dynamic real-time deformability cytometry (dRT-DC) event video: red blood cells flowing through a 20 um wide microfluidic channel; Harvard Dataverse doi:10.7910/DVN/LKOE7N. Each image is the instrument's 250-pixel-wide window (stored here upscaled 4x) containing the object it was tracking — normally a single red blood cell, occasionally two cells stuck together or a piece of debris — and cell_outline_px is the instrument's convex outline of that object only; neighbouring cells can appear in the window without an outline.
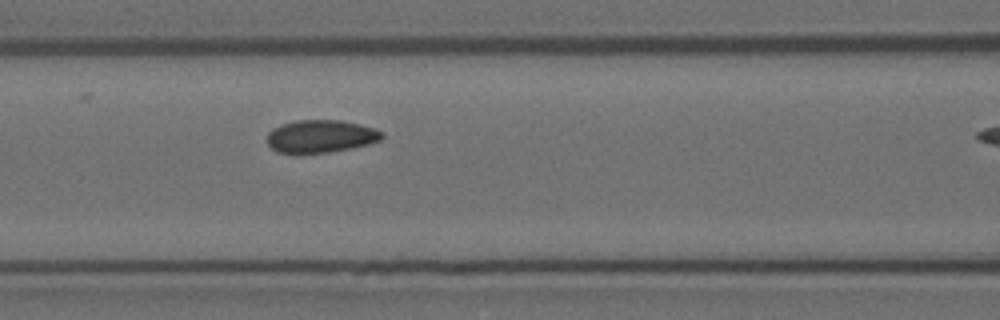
{"species": "Egyptian fruit bat (a non-hibernating species)", "species_latin": "Rousettus aegyptiacus", "temperature_condition": "room temperature", "stored_images_in_passage": 6, "segment_of_instrument_passage": [1, 2], "camera_frame_rate_fps": 3000, "um_per_image_px": 0.085, "animal": {"sex": "female"}, "frame": {"image": 1, "passage_image": 5, "time_ms": 1.333, "image_size_px": [1000, 320], "cell_outline_px": [[384, 136], [380, 140], [368, 144], [352, 148], [328, 152], [276, 152], [268, 144], [268, 132], [272, 128], [296, 120], [340, 120], [360, 124], [384, 132]], "centroid_in_image_um": [27.28, 11.57], "position_along_channel_um": 139.3, "area_um2": 21.62}}